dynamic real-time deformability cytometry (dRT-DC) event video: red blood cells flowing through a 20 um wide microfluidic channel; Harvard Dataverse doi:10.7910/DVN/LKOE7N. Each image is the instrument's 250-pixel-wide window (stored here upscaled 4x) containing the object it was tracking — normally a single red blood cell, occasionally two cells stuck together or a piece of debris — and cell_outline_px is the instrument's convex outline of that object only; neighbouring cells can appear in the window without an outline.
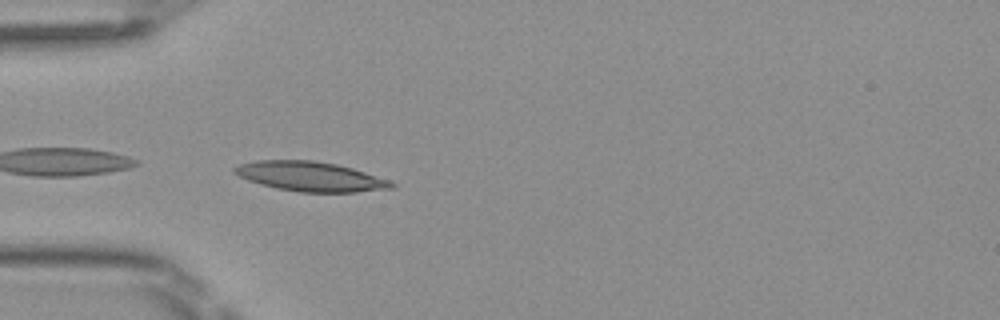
{"species": "Egyptian fruit bat (a non-hibernating species)", "species_latin": "Rousettus aegyptiacus", "temperature_condition": "room temperature", "stored_images_in_passage": 35, "camera_frame_rate_fps": 3000, "um_per_image_px": 0.085, "frame": {"image": 1, "passage_image": 1, "time_ms": 0.0, "image_size_px": [1000, 320], "cell_outline_px": [[396, 188], [356, 192], [300, 192], [276, 188], [260, 184], [248, 180], [232, 172], [232, 168], [240, 164], [256, 160], [312, 160], [336, 164], [352, 168], [392, 180], [396, 184]], "centroid_in_image_um": [26.42, 15.0], "position_along_channel_um": 58.6, "area_um2": 27.28}}
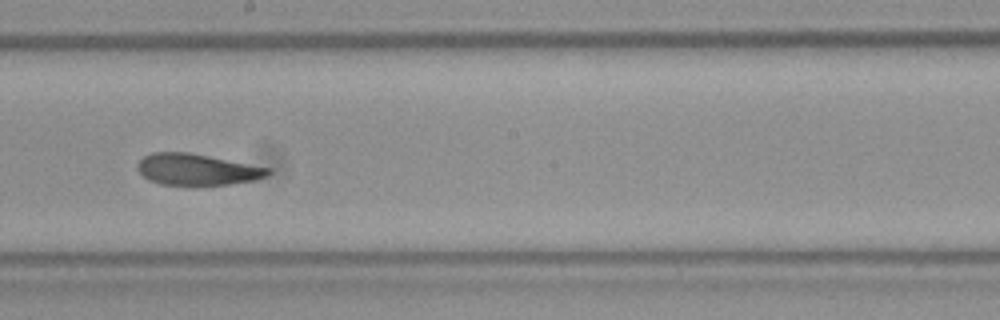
{"frame": {"image": 2, "passage_image": 14, "time_ms": 4.333, "image_size_px": [1000, 320], "cell_outline_px": [[272, 172], [264, 176], [252, 180], [228, 184], [160, 184], [148, 180], [136, 168], [136, 164], [144, 156], [152, 152], [188, 152], [272, 168]], "centroid_in_image_um": [16.71, 14.39], "position_along_channel_um": 231.5, "area_um2": 23.52}}
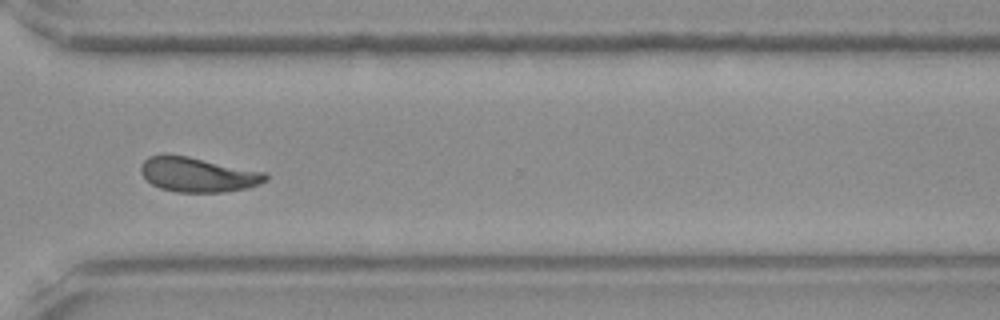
{"frame": {"image": 3, "passage_image": 23, "time_ms": 7.333, "image_size_px": [1000, 320], "cell_outline_px": [[268, 180], [248, 188], [224, 192], [176, 192], [160, 188], [152, 184], [140, 172], [140, 164], [148, 156], [188, 156], [264, 172], [268, 176]], "centroid_in_image_um": [16.83, 14.86], "position_along_channel_um": 353.8, "area_um2": 24.85}, "authors_computed_cell_mechanics": {"area_um2": 24.7962, "velocity_mm_per_s": 4.0768, "shape_relaxation_time_tau1_ms": 5.5558, "shape_relaxation_time_tau2_ms": 2.0538, "deformation_change_tau1": 0.162, "deformation_change_tau2": 0.0831}}